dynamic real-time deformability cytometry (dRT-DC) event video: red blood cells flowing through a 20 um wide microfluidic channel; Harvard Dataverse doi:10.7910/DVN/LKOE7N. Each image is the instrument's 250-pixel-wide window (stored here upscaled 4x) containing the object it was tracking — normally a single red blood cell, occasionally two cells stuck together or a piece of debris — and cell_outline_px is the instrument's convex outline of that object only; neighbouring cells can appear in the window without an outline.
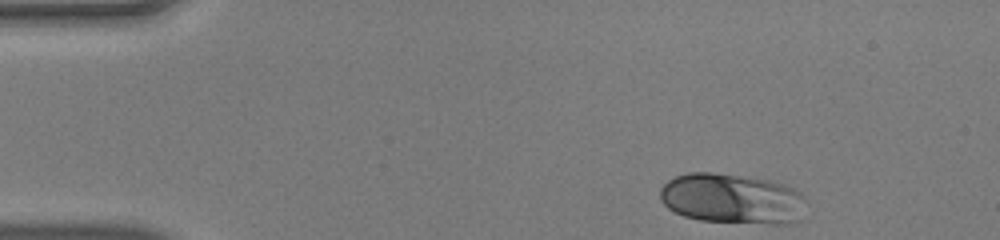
{"species": "human", "species_latin": "Homo sapiens", "temperature_condition": "warm", "stored_images_in_passage": 38, "camera_frame_rate_fps": 3000, "um_per_image_px": 0.085, "donor": {"sex": "male"}, "frame": {"image": 1, "passage_image": 1, "time_ms": 0.0, "image_size_px": [1000, 240], "cell_outline_px": [[808, 200], [800, 220], [796, 224], [768, 224], [700, 220], [684, 216], [668, 208], [660, 200], [660, 188], [668, 180], [676, 176], [688, 172], [712, 172], [768, 180], [784, 184], [796, 188]], "centroid_in_image_um": [62.29, 16.9], "position_along_channel_um": 22.7, "area_um2": 43.41}}
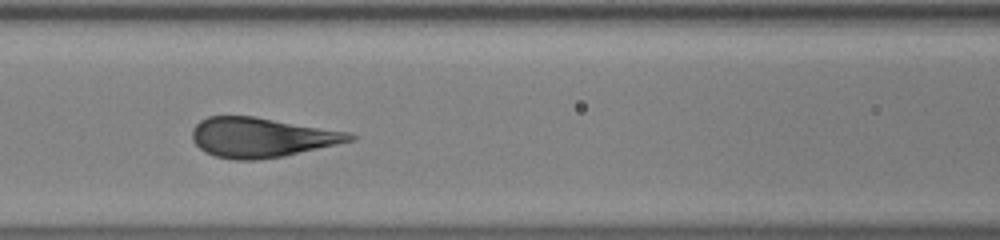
{"frame": {"image": 2, "passage_image": 16, "time_ms": 5.0, "image_size_px": [1000, 240], "cell_outline_px": [[356, 140], [284, 156], [256, 160], [232, 160], [216, 156], [204, 152], [192, 140], [192, 128], [200, 120], [208, 116], [252, 116], [348, 132], [356, 136]], "centroid_in_image_um": [22.2, 11.69], "position_along_channel_um": 144.4, "area_um2": 36.36}}
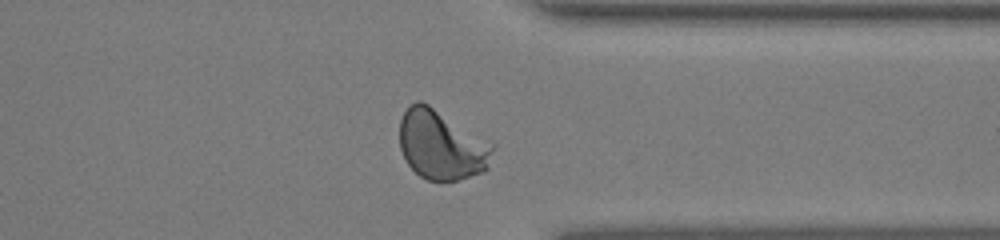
{"frame": {"image": 3, "passage_image": 33, "time_ms": 10.667, "image_size_px": [1000, 240], "cell_outline_px": [[496, 144], [488, 168], [484, 172], [456, 180], [428, 180], [420, 176], [408, 164], [400, 148], [400, 120], [404, 112], [416, 100], [420, 100], [428, 104]], "centroid_in_image_um": [37.56, 12.32], "position_along_channel_um": 373.8, "area_um2": 37.74}, "authors_computed_cell_mechanics": {"area_um2": 36.8475, "velocity_mm_per_s": 4.1035, "shape_relaxation_time_tau1_ms": 3.6029, "shape_relaxation_time_tau2_ms": null, "deformation_change_tau1": 0.1956, "deformation_change_tau2": null}}